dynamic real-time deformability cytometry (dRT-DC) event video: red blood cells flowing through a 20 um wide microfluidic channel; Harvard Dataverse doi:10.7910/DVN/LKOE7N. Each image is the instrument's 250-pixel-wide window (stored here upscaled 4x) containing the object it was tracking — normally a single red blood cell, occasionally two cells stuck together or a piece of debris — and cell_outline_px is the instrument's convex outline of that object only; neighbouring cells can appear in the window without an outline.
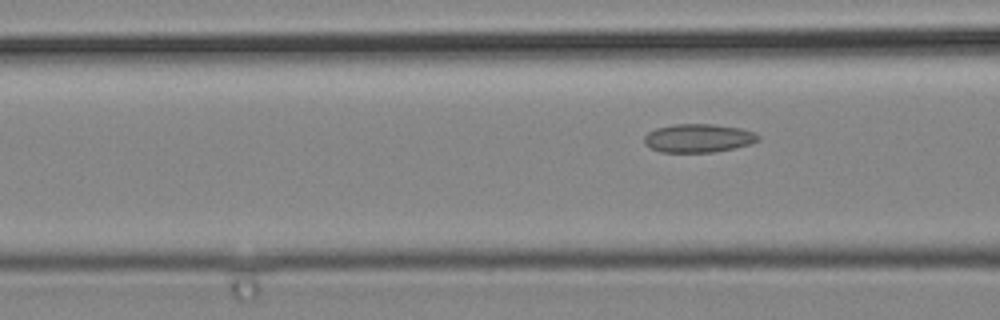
{"species": "common noctule bat (a hibernating species)", "species_latin": "Nyctalus noctula", "temperature_condition": "cold", "stored_images_in_passage": 5, "camera_frame_rate_fps": 3000, "um_per_image_px": 0.085, "animal": {"sex": "male", "body_mass_g": 19.2, "forearm_length_mm": 51.8}, "frame": {"image": 1, "passage_image": 5, "time_ms": 1.333, "image_size_px": [1000, 320], "cell_outline_px": [[760, 140], [752, 144], [712, 152], [660, 152], [644, 144], [644, 136], [648, 132], [656, 128], [676, 124], [712, 124], [740, 128], [756, 132], [760, 136]], "centroid_in_image_um": [59.38, 11.74], "position_along_channel_um": 107.2, "area_um2": 18.96}}